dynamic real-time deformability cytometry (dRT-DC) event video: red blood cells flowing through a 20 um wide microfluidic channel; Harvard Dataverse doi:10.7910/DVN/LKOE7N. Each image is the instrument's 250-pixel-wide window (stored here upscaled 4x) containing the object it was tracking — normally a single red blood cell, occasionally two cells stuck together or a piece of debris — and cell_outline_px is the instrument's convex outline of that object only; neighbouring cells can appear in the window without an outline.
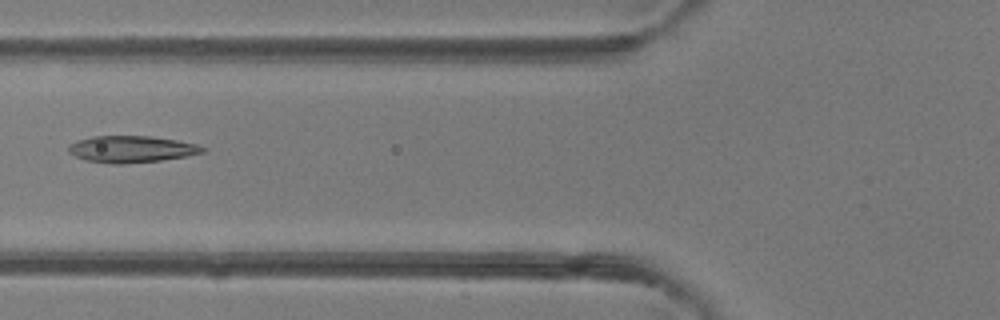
{"species": "common noctule bat (a hibernating species)", "species_latin": "Nyctalus noctula", "temperature_condition": "room temperature", "stored_images_in_passage": 3, "camera_frame_rate_fps": 3000, "um_per_image_px": 0.085, "animal": {"sex": "female"}, "frame": {"image": 1, "passage_image": 3, "time_ms": 2.333, "image_size_px": [1000, 320], "cell_outline_px": [[208, 148], [204, 152], [188, 156], [160, 160], [124, 164], [112, 164], [84, 160], [68, 152], [68, 144], [76, 140], [92, 136], [148, 136], [176, 140], [196, 144]], "centroid_in_image_um": [11.15, 12.68], "position_along_channel_um": 114.7, "area_um2": 20.98}}